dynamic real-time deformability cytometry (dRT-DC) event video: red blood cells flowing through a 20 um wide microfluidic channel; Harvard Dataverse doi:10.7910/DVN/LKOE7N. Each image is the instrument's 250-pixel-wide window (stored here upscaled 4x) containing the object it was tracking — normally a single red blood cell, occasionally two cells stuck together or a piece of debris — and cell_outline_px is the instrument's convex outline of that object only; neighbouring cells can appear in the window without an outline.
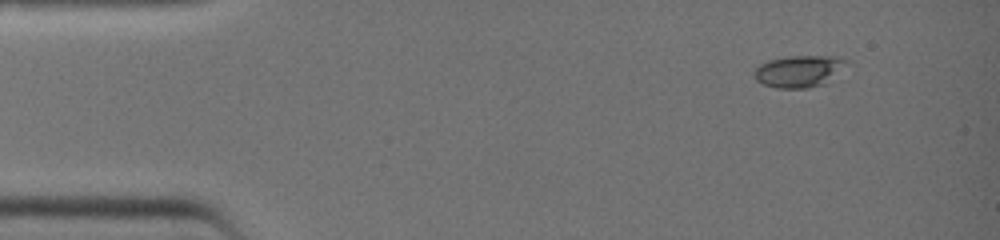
{"species": "common noctule bat (a hibernating species)", "species_latin": "Nyctalus noctula", "temperature_condition": "warm", "stored_images_in_passage": 8, "camera_frame_rate_fps": 3000, "um_per_image_px": 0.085, "animal": {"sex": "female", "body_mass_g": 19.0, "forearm_length_mm": 51.5}, "frame": {"image": 1, "passage_image": 1, "time_ms": 0.0, "image_size_px": [1000, 240], "cell_outline_px": [[848, 60], [824, 84], [808, 88], [776, 88], [764, 84], [756, 80], [756, 68], [760, 64], [768, 60], [788, 56], [840, 56]], "centroid_in_image_um": [67.88, 6.04], "position_along_channel_um": 17.1, "area_um2": 16.7}}
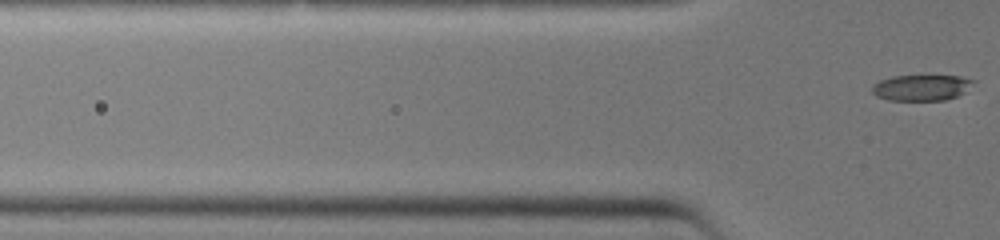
{"frame": {"image": 2, "passage_image": 8, "time_ms": 2.333, "image_size_px": [1000, 240], "cell_outline_px": [[976, 80], [964, 92], [956, 96], [944, 100], [888, 100], [876, 96], [872, 92], [872, 84], [880, 80], [892, 76], [960, 76]], "centroid_in_image_um": [78.29, 7.44], "position_along_channel_um": 47.5, "area_um2": 15.2}}